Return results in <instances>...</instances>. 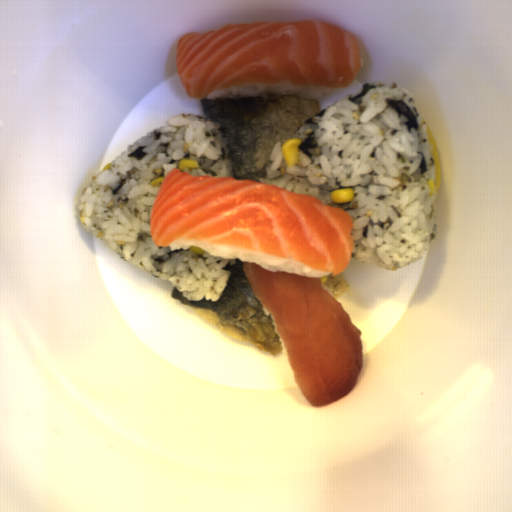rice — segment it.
<instances>
[{
  "label": "rice",
  "mask_w": 512,
  "mask_h": 512,
  "mask_svg": "<svg viewBox=\"0 0 512 512\" xmlns=\"http://www.w3.org/2000/svg\"><path fill=\"white\" fill-rule=\"evenodd\" d=\"M292 138L302 139L298 162L287 166L279 141L259 182L342 208L353 224L352 259L393 272L422 258L438 232L435 161L426 124L401 86L364 83ZM346 187L354 199L332 201L331 191Z\"/></svg>",
  "instance_id": "rice-1"
},
{
  "label": "rice",
  "mask_w": 512,
  "mask_h": 512,
  "mask_svg": "<svg viewBox=\"0 0 512 512\" xmlns=\"http://www.w3.org/2000/svg\"><path fill=\"white\" fill-rule=\"evenodd\" d=\"M231 145L211 118L192 113L173 115L163 126L129 145L111 169L92 176L77 204L82 227L118 257L173 283L190 301L218 302L228 286L226 267L239 259H221L206 251L171 250L152 238L150 212L160 190L150 185L177 169L182 158L199 167L193 176L232 177Z\"/></svg>",
  "instance_id": "rice-2"
},
{
  "label": "rice",
  "mask_w": 512,
  "mask_h": 512,
  "mask_svg": "<svg viewBox=\"0 0 512 512\" xmlns=\"http://www.w3.org/2000/svg\"><path fill=\"white\" fill-rule=\"evenodd\" d=\"M280 349H281V359H280V379L281 386L283 388L284 393L294 401L298 402L302 406L307 409H317L320 407H314L311 405L305 396L300 391L299 387L295 382V378L292 372V368L289 362V358L286 351V345L283 339L280 337L279 339Z\"/></svg>",
  "instance_id": "rice-5"
},
{
  "label": "rice",
  "mask_w": 512,
  "mask_h": 512,
  "mask_svg": "<svg viewBox=\"0 0 512 512\" xmlns=\"http://www.w3.org/2000/svg\"><path fill=\"white\" fill-rule=\"evenodd\" d=\"M191 246L199 247L213 257L220 259L239 260L243 263L249 264H257L261 268L272 272H287L298 276L317 279L321 277H327L331 274L325 271L312 269L297 260L276 257L251 249L213 242L192 239L178 240L170 246V250H186L190 249Z\"/></svg>",
  "instance_id": "rice-3"
},
{
  "label": "rice",
  "mask_w": 512,
  "mask_h": 512,
  "mask_svg": "<svg viewBox=\"0 0 512 512\" xmlns=\"http://www.w3.org/2000/svg\"><path fill=\"white\" fill-rule=\"evenodd\" d=\"M337 88L320 85H291L289 83H274L265 85L259 82H247L241 85L230 86L227 89L212 91L206 99H232L257 98L260 94H274L278 97H298L305 100H317L334 93Z\"/></svg>",
  "instance_id": "rice-4"
}]
</instances>
